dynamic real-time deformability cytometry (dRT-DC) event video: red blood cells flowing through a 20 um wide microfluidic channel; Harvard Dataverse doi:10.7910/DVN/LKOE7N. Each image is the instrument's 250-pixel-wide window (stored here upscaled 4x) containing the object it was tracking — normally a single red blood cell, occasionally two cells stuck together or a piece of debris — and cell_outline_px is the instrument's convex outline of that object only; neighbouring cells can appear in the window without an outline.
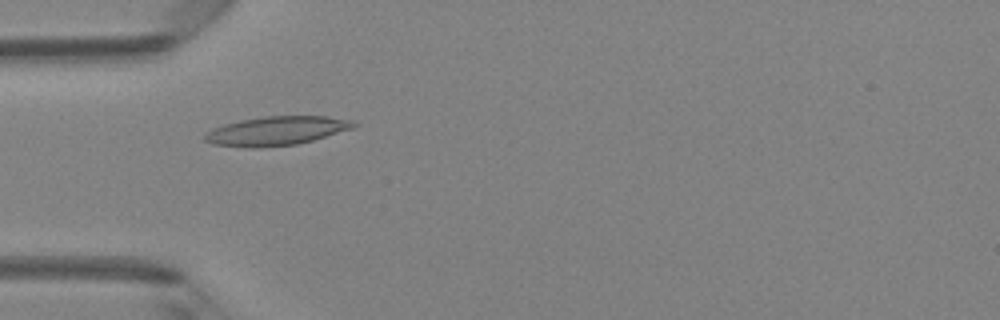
{"species": "Egyptian fruit bat (a non-hibernating species)", "species_latin": "Rousettus aegyptiacus", "temperature_condition": "room temperature", "stored_images_in_passage": 48, "camera_frame_rate_fps": 3000, "um_per_image_px": 0.085, "animal": {"sex": "female"}, "frame": {"image": 1, "passage_image": 15, "time_ms": 4.667, "image_size_px": [1000, 320], "cell_outline_px": [[356, 124], [352, 128], [312, 140], [296, 144], [252, 148], [212, 144], [204, 140], [204, 136], [212, 128], [224, 124], [240, 120], [264, 116], [324, 116], [352, 120]], "centroid_in_image_um": [23.45, 11.12], "position_along_channel_um": 61.6, "area_um2": 24.8}}
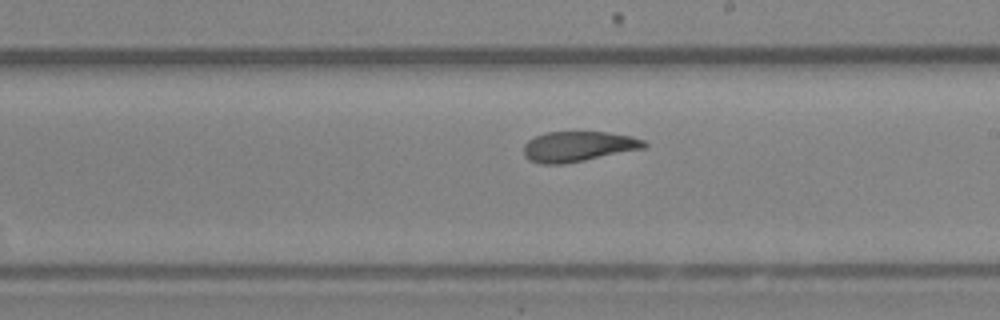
{"frame": {"image": 2, "passage_image": 28, "time_ms": 9.0, "image_size_px": [1000, 320], "cell_outline_px": [[648, 144], [644, 148], [564, 164], [540, 164], [528, 160], [524, 156], [524, 144], [528, 140], [536, 136], [548, 132], [608, 132], [632, 136], [644, 140]], "centroid_in_image_um": [49.13, 12.45], "position_along_channel_um": 239.9, "area_um2": 21.21}}
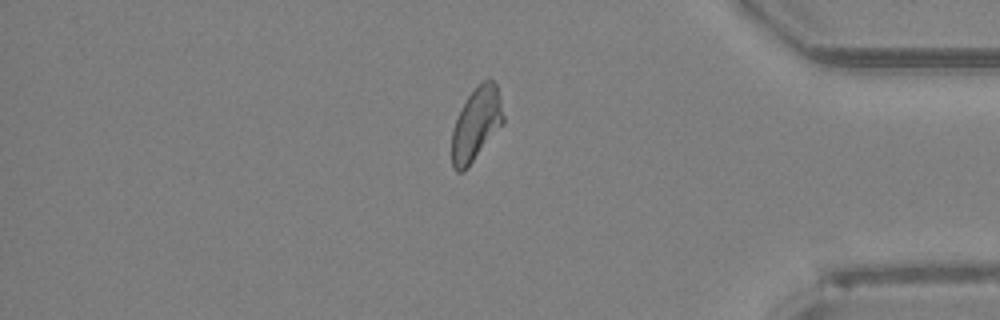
{"frame": {"image": 3, "passage_image": 41, "time_ms": 13.333, "image_size_px": [1000, 320], "cell_outline_px": [[504, 124], [468, 168], [464, 172], [456, 172], [452, 168], [452, 128], [468, 96], [488, 76], [496, 84], [504, 116]], "centroid_in_image_um": [40.49, 10.6], "position_along_channel_um": 394.7, "area_um2": 21.96}, "authors_computed_cell_mechanics": {"area_um2": 22.4553, "velocity_mm_per_s": 4.1749, "shape_relaxation_time_tau1_ms": 6.3104, "shape_relaxation_time_tau2_ms": 2.1176, "deformation_change_tau1": 0.1713, "deformation_change_tau2": 0.0893}}